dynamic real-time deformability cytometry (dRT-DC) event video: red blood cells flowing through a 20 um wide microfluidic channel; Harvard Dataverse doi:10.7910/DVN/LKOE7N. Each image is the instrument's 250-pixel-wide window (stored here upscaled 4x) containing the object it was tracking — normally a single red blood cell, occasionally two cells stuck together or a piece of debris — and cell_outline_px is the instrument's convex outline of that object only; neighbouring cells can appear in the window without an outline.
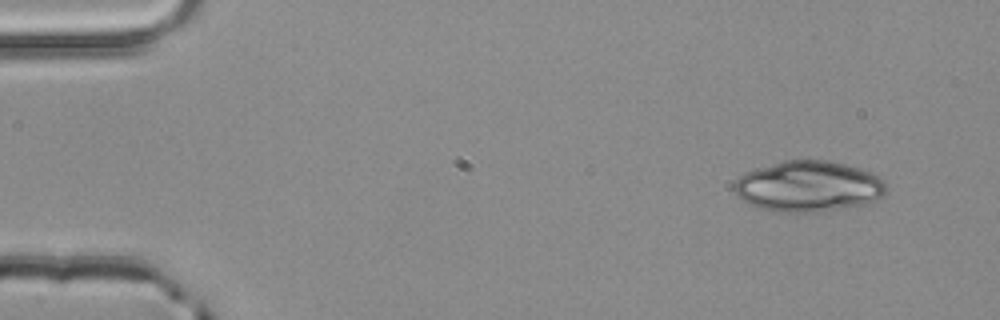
{"species": "common noctule bat (a hibernating species)", "species_latin": "Nyctalus noctula", "temperature_condition": "room temperature", "stored_images_in_passage": 3, "camera_frame_rate_fps": 3000, "um_per_image_px": 0.085, "animal": {"sex": "male", "body_mass_g": 20.4}, "frame": {"image": 1, "passage_image": 1, "time_ms": 0.0, "image_size_px": [1000, 320], "cell_outline_px": [[888, 188], [876, 200], [864, 204], [816, 212], [772, 212], [748, 204], [736, 196], [732, 188], [732, 184], [740, 176], [756, 168], [784, 160], [824, 160], [844, 164], [860, 168], [880, 176], [888, 184]], "centroid_in_image_um": [68.69, 15.84], "position_along_channel_um": 16.3, "area_um2": 45.26}}